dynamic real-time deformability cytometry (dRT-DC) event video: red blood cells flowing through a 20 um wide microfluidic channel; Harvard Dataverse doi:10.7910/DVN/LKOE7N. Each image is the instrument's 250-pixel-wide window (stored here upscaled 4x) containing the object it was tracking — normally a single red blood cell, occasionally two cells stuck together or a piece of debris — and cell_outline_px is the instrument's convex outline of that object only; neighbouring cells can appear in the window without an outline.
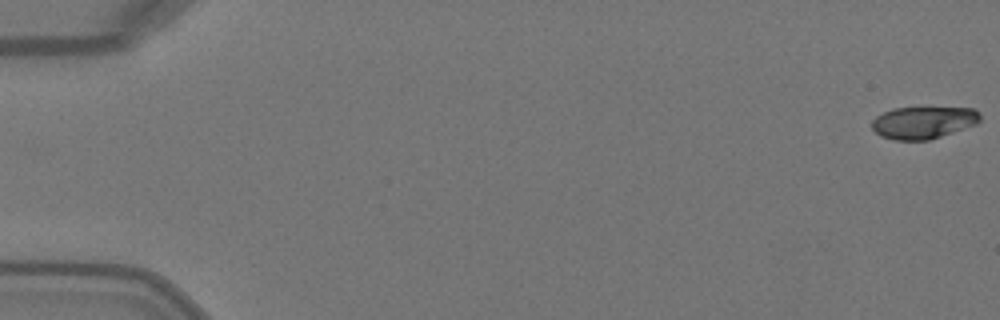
{"species": "Egyptian fruit bat (a non-hibernating species)", "species_latin": "Rousettus aegyptiacus", "temperature_condition": "warm", "stored_images_in_passage": 51, "camera_frame_rate_fps": 3000, "um_per_image_px": 0.085, "animal": {"sex": "female"}, "frame": {"image": 1, "passage_image": 1, "time_ms": 0.0, "image_size_px": [1000, 320], "cell_outline_px": [[980, 120], [976, 124], [928, 140], [896, 140], [880, 136], [872, 128], [872, 120], [876, 116], [892, 108], [972, 108], [980, 116]], "centroid_in_image_um": [78.43, 10.41], "position_along_channel_um": 6.6, "area_um2": 20.0}}
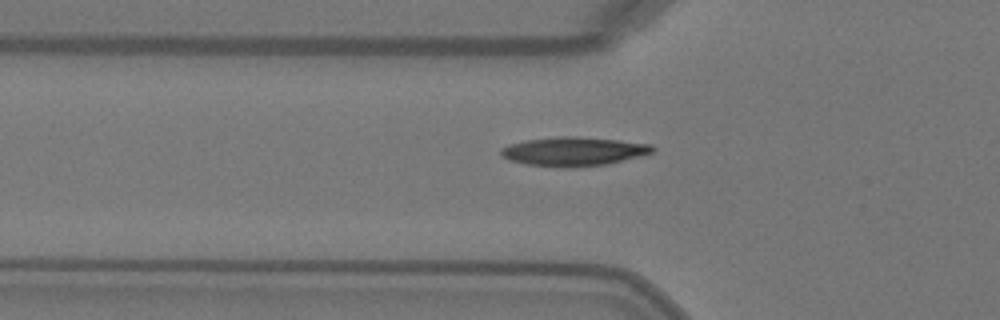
{"frame": {"image": 2, "passage_image": 18, "time_ms": 5.667, "image_size_px": [1000, 320], "cell_outline_px": [[656, 148], [652, 152], [640, 156], [604, 164], [572, 168], [560, 168], [524, 164], [508, 160], [500, 156], [500, 148], [508, 144], [528, 140], [556, 136], [576, 136], [620, 140], [652, 144]], "centroid_in_image_um": [48.71, 12.87], "position_along_channel_um": 77.1, "area_um2": 25.84}}
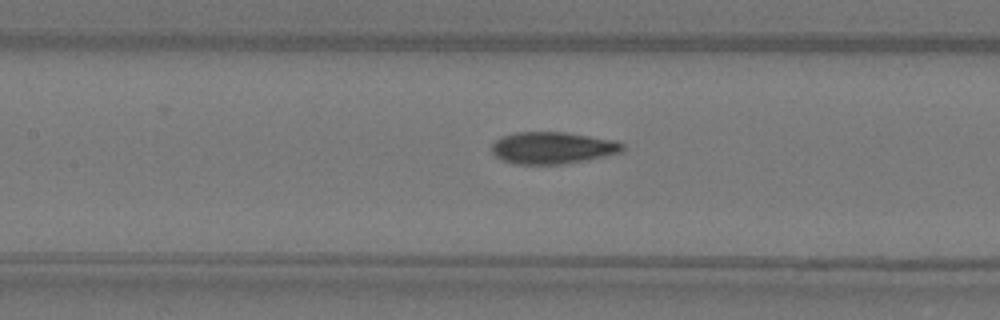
{"frame": {"image": 3, "passage_image": 24, "time_ms": 7.667, "image_size_px": [1000, 320], "cell_outline_px": [[624, 148], [620, 152], [588, 160], [564, 164], [516, 164], [504, 160], [496, 156], [492, 152], [492, 144], [496, 140], [504, 136], [516, 132], [564, 132], [616, 140], [624, 144]], "centroid_in_image_um": [46.99, 12.57], "position_along_channel_um": 160.4, "area_um2": 24.22}, "authors_computed_cell_mechanics": {"area_um2": 23.698, "velocity_mm_per_s": 4.1004, "shape_relaxation_time_tau1_ms": 4.7155, "shape_relaxation_time_tau2_ms": 1.7585, "deformation_change_tau1": 0.1995, "deformation_change_tau2": 0.0724}}